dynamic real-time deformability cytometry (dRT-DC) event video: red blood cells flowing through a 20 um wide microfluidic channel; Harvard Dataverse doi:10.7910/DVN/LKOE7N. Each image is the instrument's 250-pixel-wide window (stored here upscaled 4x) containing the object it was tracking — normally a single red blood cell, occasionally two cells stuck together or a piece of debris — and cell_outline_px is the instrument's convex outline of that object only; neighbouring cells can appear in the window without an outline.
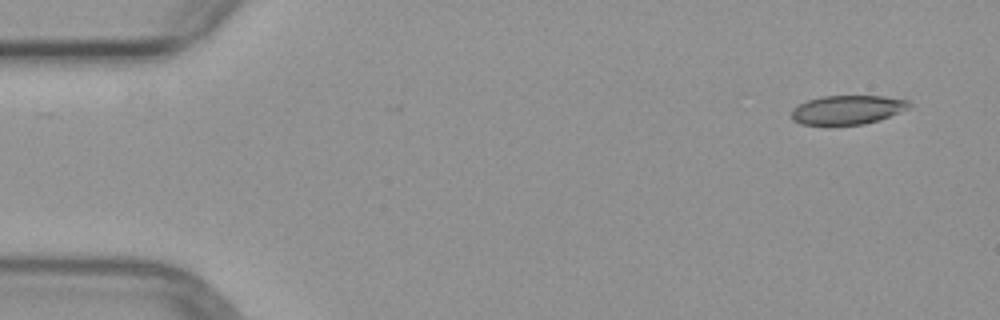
{"species": "common noctule bat (a hibernating species)", "species_latin": "Nyctalus noctula", "temperature_condition": "warm", "stored_images_in_passage": 4, "camera_frame_rate_fps": 3000, "um_per_image_px": 0.085, "animal": {"sex": "female", "body_mass_g": 29.2, "forearm_length_mm": 56.3}, "frame": {"image": 1, "passage_image": 1, "time_ms": 0.0, "image_size_px": [1000, 320], "cell_outline_px": [[912, 104], [908, 108], [880, 120], [864, 124], [800, 124], [792, 120], [792, 108], [808, 100], [824, 96], [884, 96], [908, 100]], "centroid_in_image_um": [72.04, 9.32], "position_along_channel_um": 13.0, "area_um2": 19.71}}
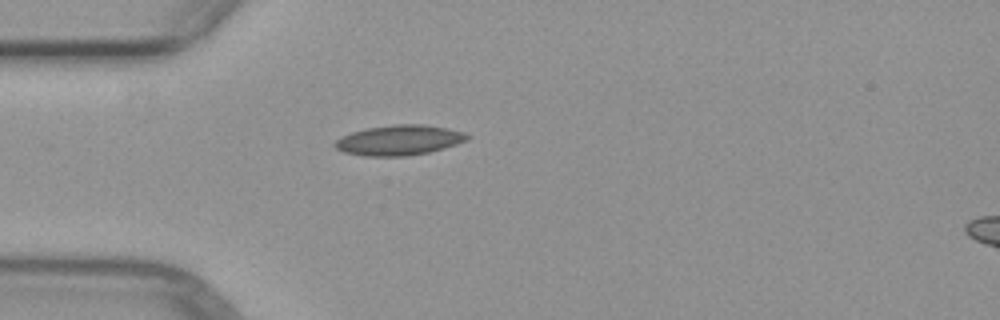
{"frame": {"image": 2, "passage_image": 4, "time_ms": 3.667, "image_size_px": [1000, 320], "cell_outline_px": [[472, 136], [468, 140], [444, 148], [428, 152], [408, 156], [364, 156], [344, 152], [336, 148], [332, 144], [340, 136], [352, 132], [368, 128], [396, 124], [424, 124], [464, 132]], "centroid_in_image_um": [33.92, 11.92], "position_along_channel_um": 51.1, "area_um2": 23.24}}